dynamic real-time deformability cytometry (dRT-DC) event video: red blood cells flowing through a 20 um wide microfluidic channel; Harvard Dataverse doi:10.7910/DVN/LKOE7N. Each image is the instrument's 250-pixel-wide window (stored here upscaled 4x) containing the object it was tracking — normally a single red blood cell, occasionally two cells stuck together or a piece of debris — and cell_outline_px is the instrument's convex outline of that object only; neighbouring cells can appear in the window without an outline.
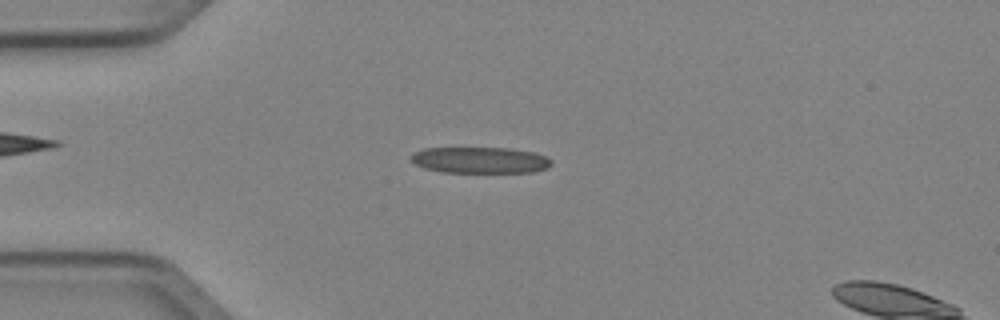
{"species": "Egyptian fruit bat (a non-hibernating species)", "species_latin": "Rousettus aegyptiacus", "temperature_condition": "cold", "stored_images_in_passage": 4, "camera_frame_rate_fps": 3000, "um_per_image_px": 0.085, "animal": {"sex": "female"}, "frame": {"image": 1, "passage_image": 2, "time_ms": 0.333, "image_size_px": [1000, 320], "cell_outline_px": [[552, 164], [548, 168], [532, 172], [440, 172], [424, 168], [416, 164], [412, 160], [412, 156], [416, 152], [424, 148], [508, 148], [536, 152], [552, 160]], "centroid_in_image_um": [40.85, 13.61], "position_along_channel_um": 44.1, "area_um2": 21.39}}
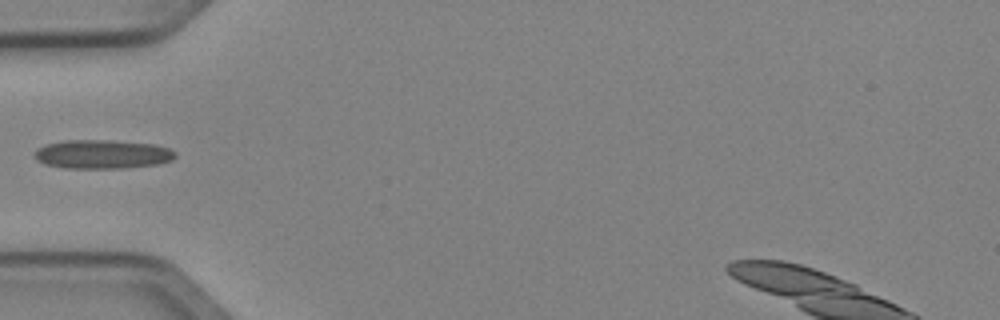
{"frame": {"image": 2, "passage_image": 3, "time_ms": 0.667, "image_size_px": [1000, 320], "cell_outline_px": [[176, 156], [172, 160], [156, 164], [120, 168], [64, 168], [44, 164], [36, 160], [32, 152], [36, 148], [44, 144], [64, 140], [112, 140], [156, 144], [168, 148], [176, 152]], "centroid_in_image_um": [8.64, 13.1], "position_along_channel_um": 76.4, "area_um2": 23.99}}
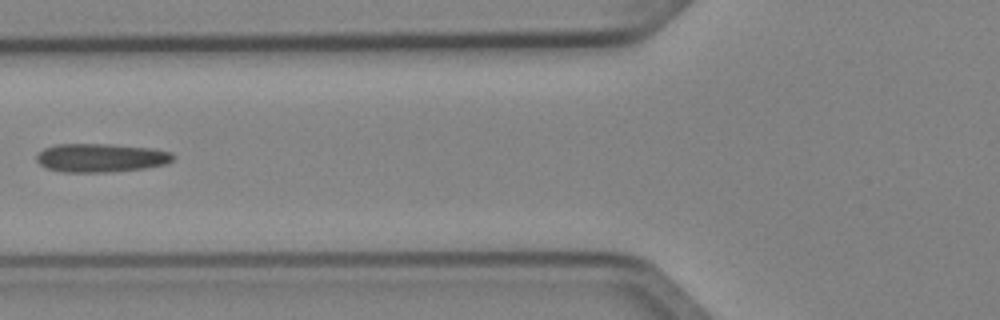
{"frame": {"image": 3, "passage_image": 4, "time_ms": 1.0, "image_size_px": [1000, 320], "cell_outline_px": [[176, 156], [172, 160], [164, 164], [144, 168], [104, 172], [64, 172], [48, 168], [40, 164], [36, 160], [36, 156], [44, 148], [56, 144], [112, 144], [152, 148], [172, 152]], "centroid_in_image_um": [8.58, 13.4], "position_along_channel_um": 117.2, "area_um2": 22.66}}